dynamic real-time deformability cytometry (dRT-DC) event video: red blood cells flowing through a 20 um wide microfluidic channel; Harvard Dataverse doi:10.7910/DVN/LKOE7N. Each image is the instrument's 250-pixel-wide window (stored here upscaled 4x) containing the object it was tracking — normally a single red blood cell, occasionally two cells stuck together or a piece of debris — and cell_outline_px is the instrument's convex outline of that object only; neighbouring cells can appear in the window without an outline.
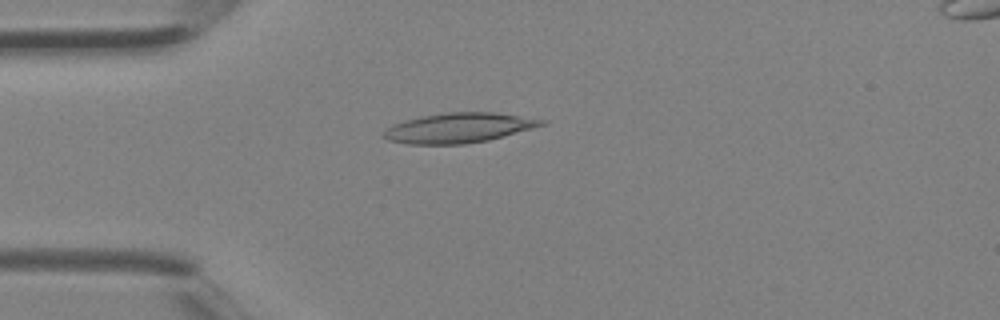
{"species": "Egyptian fruit bat (a non-hibernating species)", "species_latin": "Rousettus aegyptiacus", "temperature_condition": "room temperature", "stored_images_in_passage": 3, "camera_frame_rate_fps": 3000, "um_per_image_px": 0.085, "animal": {"sex": "female"}, "frame": {"image": 1, "passage_image": 3, "time_ms": 0.667, "image_size_px": [1000, 320], "cell_outline_px": [[548, 124], [488, 140], [464, 144], [408, 144], [388, 140], [380, 136], [380, 132], [392, 124], [404, 120], [420, 116], [444, 112], [492, 112], [548, 120]], "centroid_in_image_um": [38.94, 10.86], "position_along_channel_um": 46.1, "area_um2": 27.74}}